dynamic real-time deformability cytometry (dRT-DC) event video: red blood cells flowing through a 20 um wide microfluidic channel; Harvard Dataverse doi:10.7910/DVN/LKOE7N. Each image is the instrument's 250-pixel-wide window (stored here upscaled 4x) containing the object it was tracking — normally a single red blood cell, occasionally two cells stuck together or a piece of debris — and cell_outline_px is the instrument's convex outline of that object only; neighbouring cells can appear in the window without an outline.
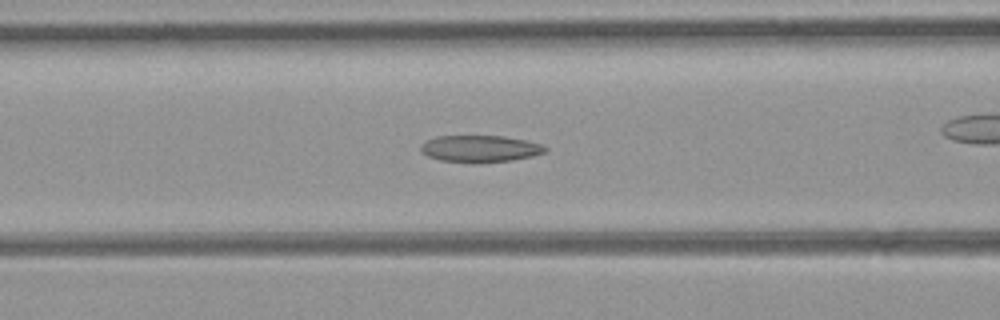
{"species": "common noctule bat (a hibernating species)", "species_latin": "Nyctalus noctula", "temperature_condition": "room temperature", "stored_images_in_passage": 44, "camera_frame_rate_fps": 3000, "um_per_image_px": 0.085, "animal": {"sex": "female", "body_mass_g": 21.9}, "frame": {"image": 1, "passage_image": 20, "time_ms": 6.333, "image_size_px": [1000, 320], "cell_outline_px": [[548, 148], [544, 152], [532, 156], [512, 160], [472, 164], [440, 160], [428, 156], [420, 148], [420, 144], [436, 136], [504, 136], [528, 140], [540, 144]], "centroid_in_image_um": [40.8, 12.65], "position_along_channel_um": 125.8, "area_um2": 19.59}}
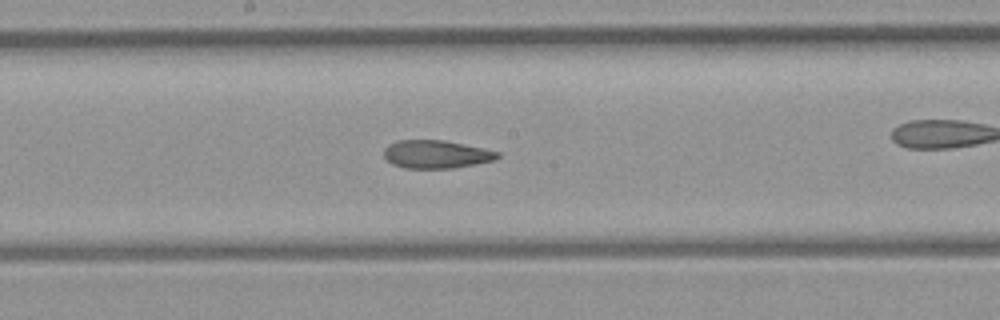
{"frame": {"image": 2, "passage_image": 26, "time_ms": 8.333, "image_size_px": [1000, 320], "cell_outline_px": [[500, 156], [496, 160], [456, 168], [404, 168], [392, 164], [384, 156], [384, 148], [388, 144], [396, 140], [444, 140], [484, 148], [500, 152]], "centroid_in_image_um": [37.09, 13.11], "position_along_channel_um": 211.1, "area_um2": 18.79}}
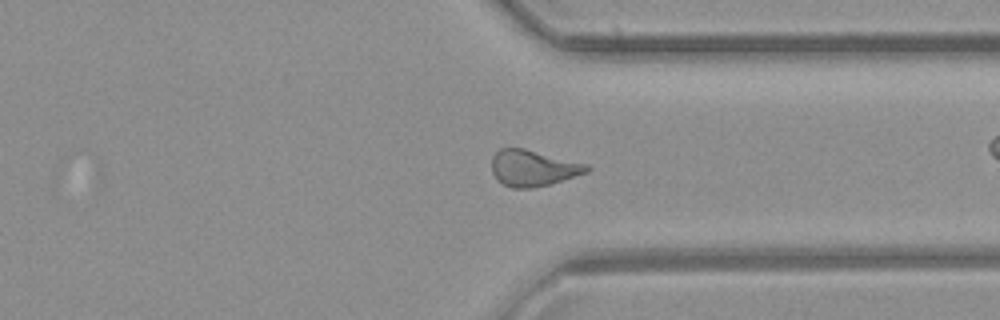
{"frame": {"image": 3, "passage_image": 37, "time_ms": 12.0, "image_size_px": [1000, 320], "cell_outline_px": [[592, 168], [588, 172], [548, 184], [532, 188], [512, 188], [496, 180], [492, 172], [492, 156], [500, 148], [524, 148], [588, 164]], "centroid_in_image_um": [45.3, 14.28], "position_along_channel_um": 366.1, "area_um2": 20.0}, "authors_computed_cell_mechanics": {"area_um2": 20.1144, "velocity_mm_per_s": 4.2505, "shape_relaxation_time_tau1_ms": null, "shape_relaxation_time_tau2_ms": 3.0254, "deformation_change_tau1": null, "deformation_change_tau2": 0.1029}}